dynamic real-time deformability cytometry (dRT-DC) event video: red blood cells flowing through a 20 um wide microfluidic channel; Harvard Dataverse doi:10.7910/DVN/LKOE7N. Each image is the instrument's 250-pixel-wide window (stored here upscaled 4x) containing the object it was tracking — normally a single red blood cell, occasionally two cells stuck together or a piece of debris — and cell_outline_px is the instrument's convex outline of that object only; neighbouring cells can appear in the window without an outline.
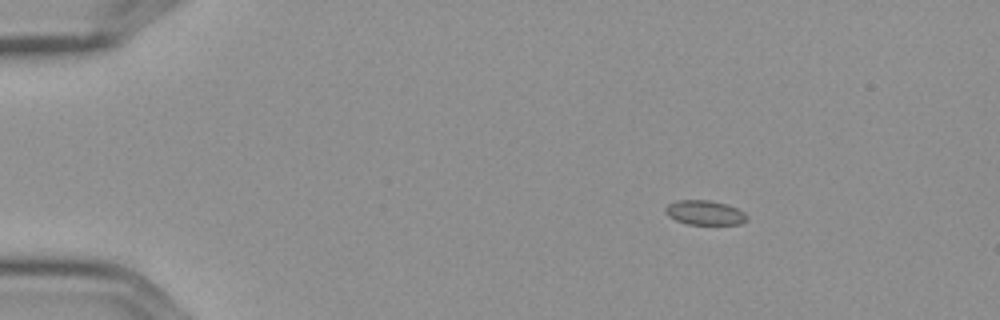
{"species": "Egyptian fruit bat (a non-hibernating species)", "species_latin": "Rousettus aegyptiacus", "temperature_condition": "cold", "stored_images_in_passage": 10, "camera_frame_rate_fps": 3000, "um_per_image_px": 0.085, "frame": {"image": 1, "passage_image": 1, "time_ms": 0.0, "image_size_px": [1000, 320], "cell_outline_px": [[748, 216], [740, 224], [688, 224], [676, 220], [668, 216], [664, 212], [664, 208], [668, 204], [676, 200], [712, 200], [728, 204], [744, 212]], "centroid_in_image_um": [59.87, 18.06], "position_along_channel_um": 25.1, "area_um2": 11.68}}
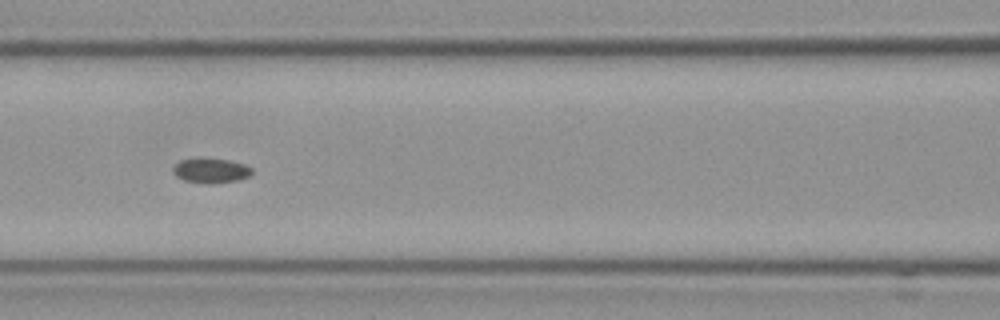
{"frame": {"image": 2, "passage_image": 6, "time_ms": 1.667, "image_size_px": [1000, 320], "cell_outline_px": [[252, 172], [248, 176], [236, 180], [208, 184], [184, 180], [176, 176], [172, 172], [172, 168], [180, 160], [228, 160], [244, 164], [252, 168]], "centroid_in_image_um": [17.91, 14.53], "position_along_channel_um": 148.7, "area_um2": 10.87}}
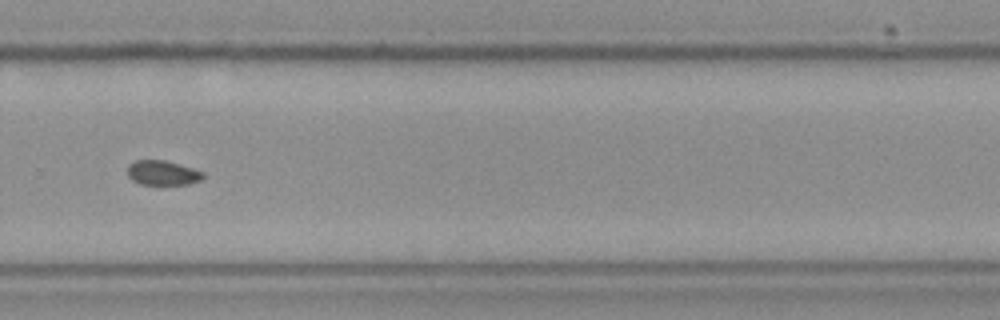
{"frame": {"image": 3, "passage_image": 10, "time_ms": 3.0, "image_size_px": [1000, 320], "cell_outline_px": [[204, 176], [200, 180], [188, 184], [140, 184], [132, 180], [128, 176], [128, 164], [136, 160], [164, 160], [180, 164], [204, 172]], "centroid_in_image_um": [13.81, 14.68], "position_along_channel_um": 316.0, "area_um2": 10.81}}